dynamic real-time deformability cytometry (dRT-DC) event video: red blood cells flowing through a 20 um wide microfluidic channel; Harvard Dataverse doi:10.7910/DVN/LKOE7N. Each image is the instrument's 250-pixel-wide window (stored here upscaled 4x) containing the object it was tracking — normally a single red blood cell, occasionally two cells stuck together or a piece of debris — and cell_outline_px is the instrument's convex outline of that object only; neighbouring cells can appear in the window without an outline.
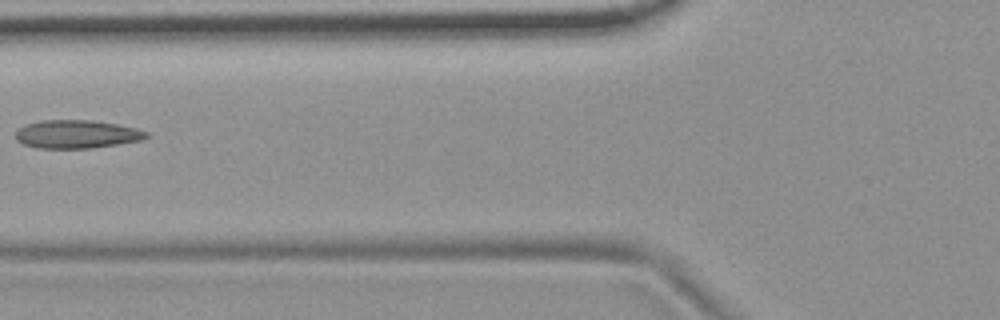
{"species": "common noctule bat (a hibernating species)", "species_latin": "Nyctalus noctula", "temperature_condition": "room temperature", "stored_images_in_passage": 7, "camera_frame_rate_fps": 3000, "um_per_image_px": 0.085, "animal": {"sex": "female", "body_mass_g": 19.9}, "frame": {"image": 1, "passage_image": 6, "time_ms": 6.667, "image_size_px": [1000, 320], "cell_outline_px": [[152, 136], [140, 140], [92, 148], [36, 148], [24, 144], [16, 140], [16, 132], [20, 128], [28, 124], [40, 120], [92, 120], [116, 124], [136, 128], [148, 132]], "centroid_in_image_um": [6.54, 11.4], "position_along_channel_um": 119.3, "area_um2": 21.44}}
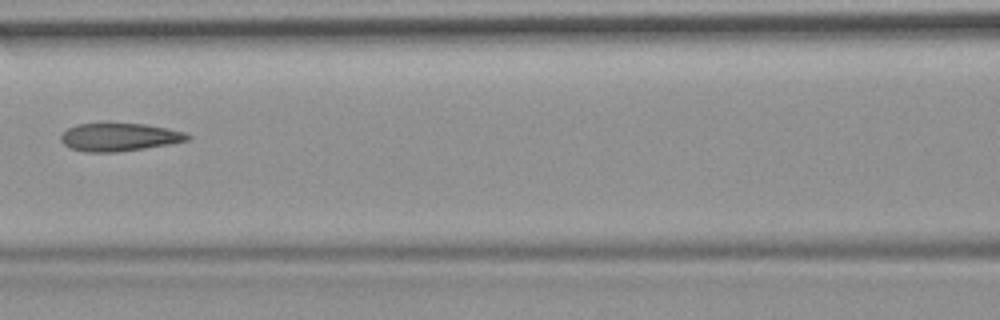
{"frame": {"image": 2, "passage_image": 7, "time_ms": 7.667, "image_size_px": [1000, 320], "cell_outline_px": [[192, 136], [188, 140], [168, 144], [144, 148], [116, 152], [84, 152], [68, 148], [60, 140], [60, 136], [68, 128], [76, 124], [144, 124], [168, 128], [184, 132]], "centroid_in_image_um": [10.11, 11.66], "position_along_channel_um": 156.5, "area_um2": 20.52}}